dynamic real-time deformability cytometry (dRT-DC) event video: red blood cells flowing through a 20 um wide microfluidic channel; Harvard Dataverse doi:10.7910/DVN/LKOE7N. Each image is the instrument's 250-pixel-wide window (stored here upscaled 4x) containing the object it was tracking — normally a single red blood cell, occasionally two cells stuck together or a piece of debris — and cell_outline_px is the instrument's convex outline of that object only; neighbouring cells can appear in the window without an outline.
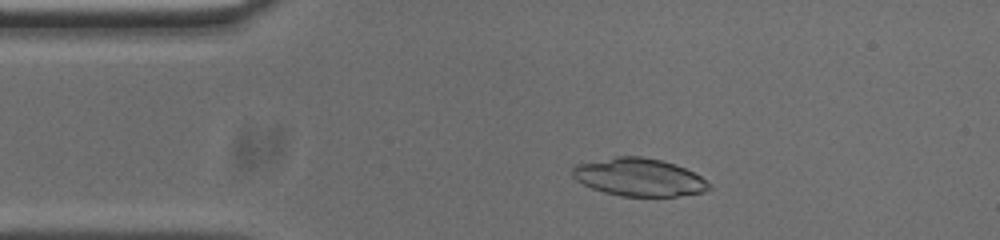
{"species": "common noctule bat (a hibernating species)", "species_latin": "Nyctalus noctula", "temperature_condition": "cold", "stored_images_in_passage": 51, "camera_frame_rate_fps": 3000, "um_per_image_px": 0.085, "animal": {"sex": "male", "body_mass_g": 20.0, "forearm_length_mm": 53.3}, "frame": {"image": 1, "passage_image": 7, "time_ms": 2.0, "image_size_px": [1000, 240], "cell_outline_px": [[712, 188], [704, 192], [676, 196], [620, 196], [604, 192], [592, 188], [576, 180], [572, 176], [572, 168], [576, 164], [616, 156], [640, 156], [660, 160], [676, 164], [700, 176], [712, 184]], "centroid_in_image_um": [54.32, 15.06], "position_along_channel_um": 30.7, "area_um2": 30.11}}
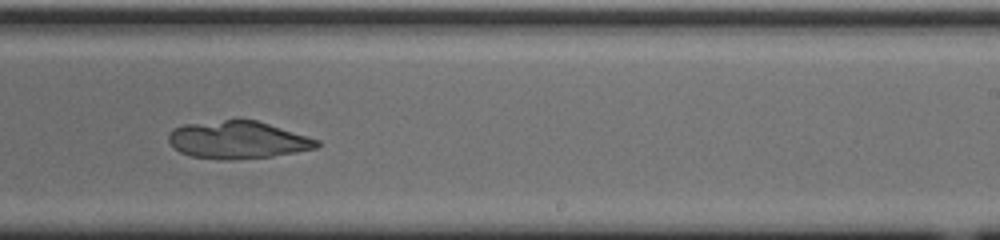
{"frame": {"image": 2, "passage_image": 29, "time_ms": 9.333, "image_size_px": [1000, 240], "cell_outline_px": [[320, 144], [316, 148], [272, 156], [232, 160], [220, 160], [192, 156], [180, 152], [168, 140], [168, 132], [172, 128], [184, 124], [240, 116], [256, 120], [320, 140]], "centroid_in_image_um": [20.17, 11.85], "position_along_channel_um": 268.8, "area_um2": 33.06}}
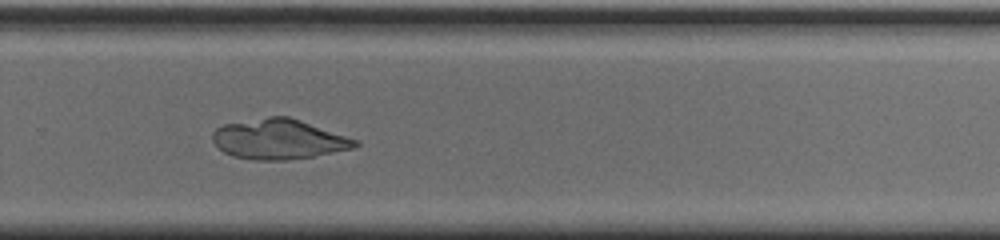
{"frame": {"image": 3, "passage_image": 32, "time_ms": 10.333, "image_size_px": [1000, 240], "cell_outline_px": [[360, 144], [356, 148], [312, 156], [288, 160], [252, 160], [232, 156], [224, 152], [212, 140], [212, 132], [216, 128], [224, 124], [268, 116], [288, 116], [300, 120], [356, 140]], "centroid_in_image_um": [23.66, 11.83], "position_along_channel_um": 306.1, "area_um2": 33.06}}